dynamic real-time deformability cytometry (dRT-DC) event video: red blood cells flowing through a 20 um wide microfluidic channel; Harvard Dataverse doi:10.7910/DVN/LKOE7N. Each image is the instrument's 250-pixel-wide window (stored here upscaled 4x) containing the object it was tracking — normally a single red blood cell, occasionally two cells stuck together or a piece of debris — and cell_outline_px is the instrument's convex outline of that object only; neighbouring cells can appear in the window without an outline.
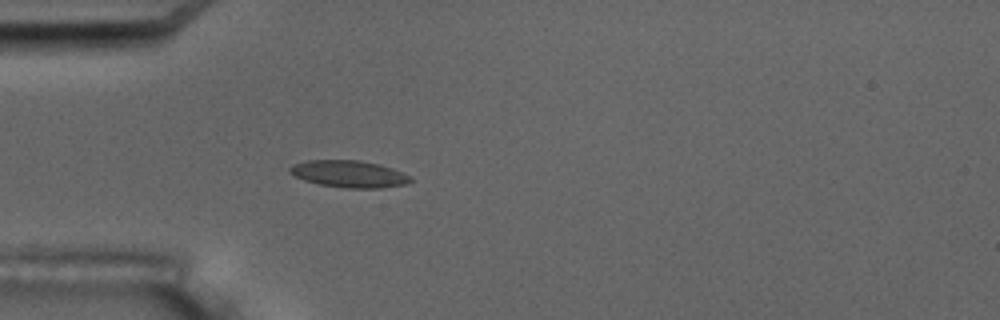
{"species": "common noctule bat (a hibernating species)", "species_latin": "Nyctalus noctula", "temperature_condition": "room temperature", "stored_images_in_passage": 5, "camera_frame_rate_fps": 3000, "um_per_image_px": 0.085, "animal": {"sex": "male", "body_mass_g": 17.5, "forearm_length_mm": 52.3}, "frame": {"image": 1, "passage_image": 5, "time_ms": 5.333, "image_size_px": [1000, 320], "cell_outline_px": [[412, 180], [404, 184], [380, 188], [348, 188], [320, 184], [304, 180], [288, 172], [288, 168], [292, 164], [308, 160], [360, 160], [380, 164], [392, 168], [412, 176]], "centroid_in_image_um": [29.66, 14.77], "position_along_channel_um": 55.3, "area_um2": 18.96}}